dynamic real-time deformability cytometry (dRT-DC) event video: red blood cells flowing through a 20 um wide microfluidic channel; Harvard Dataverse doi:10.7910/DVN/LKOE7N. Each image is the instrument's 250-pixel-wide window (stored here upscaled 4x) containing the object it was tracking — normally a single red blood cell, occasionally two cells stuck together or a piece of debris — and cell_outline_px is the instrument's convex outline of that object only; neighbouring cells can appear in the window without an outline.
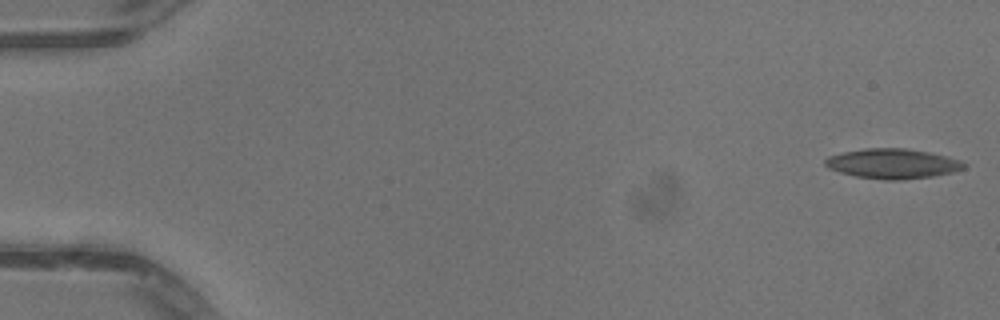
{"species": "common noctule bat (a hibernating species)", "species_latin": "Nyctalus noctula", "temperature_condition": "warm", "stored_images_in_passage": 51, "camera_frame_rate_fps": 3000, "um_per_image_px": 0.085, "animal": {"sex": "male", "body_mass_g": 13.3}, "frame": {"image": 1, "passage_image": 1, "time_ms": 0.0, "image_size_px": [1000, 320], "cell_outline_px": [[968, 164], [964, 168], [952, 172], [932, 176], [900, 180], [884, 180], [856, 176], [840, 172], [828, 168], [824, 164], [824, 160], [828, 156], [844, 152], [864, 148], [904, 148], [928, 152], [944, 156]], "centroid_in_image_um": [75.82, 13.91], "position_along_channel_um": 9.2, "area_um2": 23.93}}
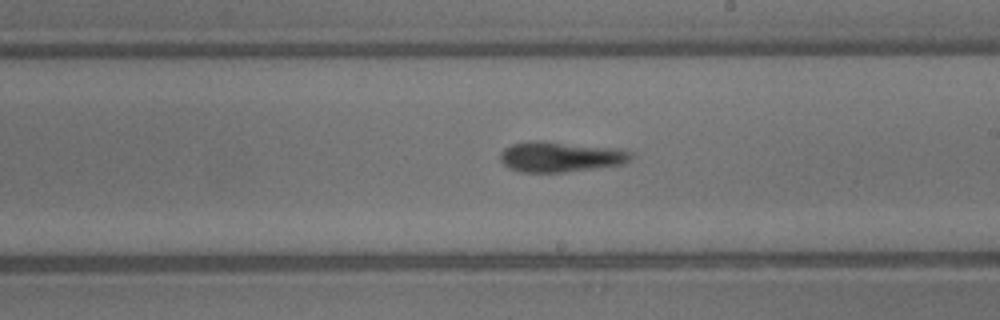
{"frame": {"image": 2, "passage_image": 30, "time_ms": 9.667, "image_size_px": [1000, 320], "cell_outline_px": [[632, 156], [624, 164], [564, 172], [520, 172], [508, 168], [500, 160], [500, 152], [504, 148], [512, 144], [528, 140], [540, 140], [624, 148], [632, 152]], "centroid_in_image_um": [47.64, 13.3], "position_along_channel_um": 241.4, "area_um2": 23.58}}
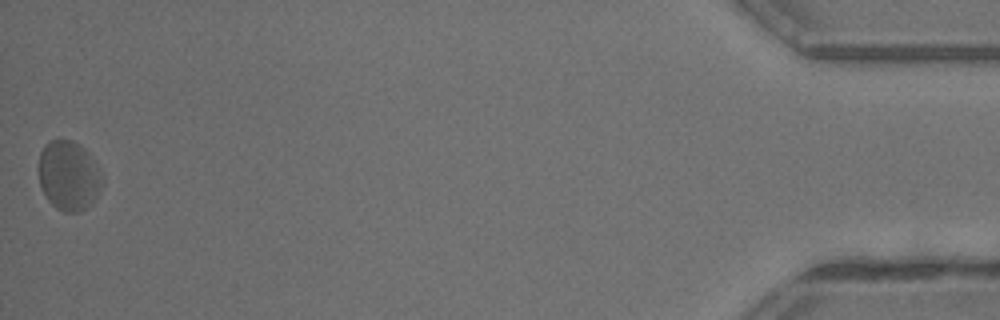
{"frame": {"image": 3, "passage_image": 51, "time_ms": 16.667, "image_size_px": [1000, 320], "cell_outline_px": [[100, 184], [96, 196], [80, 212], [64, 212], [56, 208], [48, 200], [40, 184], [40, 152], [44, 144], [52, 140], [72, 140], [80, 144], [84, 148], [96, 168]], "centroid_in_image_um": [5.77, 14.92], "position_along_channel_um": 429.4, "area_um2": 24.68}, "authors_computed_cell_mechanics": {"area_um2": 22.8888, "velocity_mm_per_s": 4.0507, "shape_relaxation_time_tau1_ms": 2.4068, "shape_relaxation_time_tau2_ms": 5.7985, "deformation_change_tau1": 0.1026, "deformation_change_tau2": 0.1675}}